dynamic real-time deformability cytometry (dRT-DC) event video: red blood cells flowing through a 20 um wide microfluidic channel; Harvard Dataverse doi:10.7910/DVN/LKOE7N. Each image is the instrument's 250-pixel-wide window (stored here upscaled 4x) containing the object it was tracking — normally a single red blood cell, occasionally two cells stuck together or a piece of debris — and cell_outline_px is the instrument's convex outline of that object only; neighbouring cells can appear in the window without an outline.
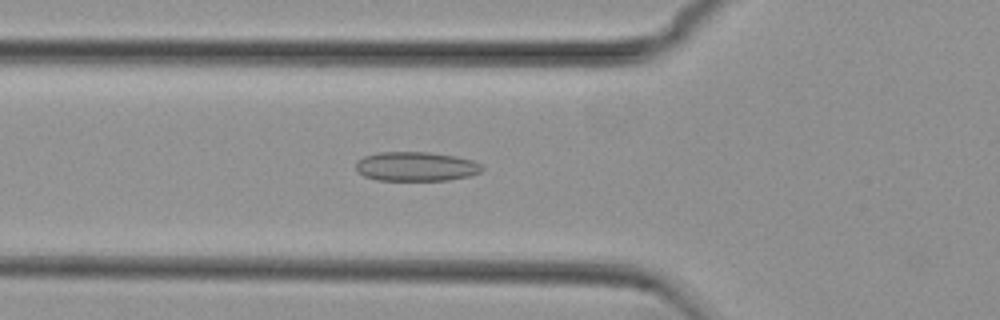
{"species": "common noctule bat (a hibernating species)", "species_latin": "Nyctalus noctula", "temperature_condition": "cold", "stored_images_in_passage": 41, "camera_frame_rate_fps": 3000, "um_per_image_px": 0.085, "animal": {"sex": "female", "body_mass_g": 29.2, "forearm_length_mm": 56.3}, "frame": {"image": 1, "passage_image": 6, "time_ms": 1.667, "image_size_px": [1000, 320], "cell_outline_px": [[484, 168], [480, 172], [468, 176], [448, 180], [376, 180], [364, 176], [356, 172], [356, 164], [364, 156], [380, 152], [428, 152], [456, 156], [472, 160], [480, 164]], "centroid_in_image_um": [35.35, 14.15], "position_along_channel_um": 90.4, "area_um2": 21.5}}
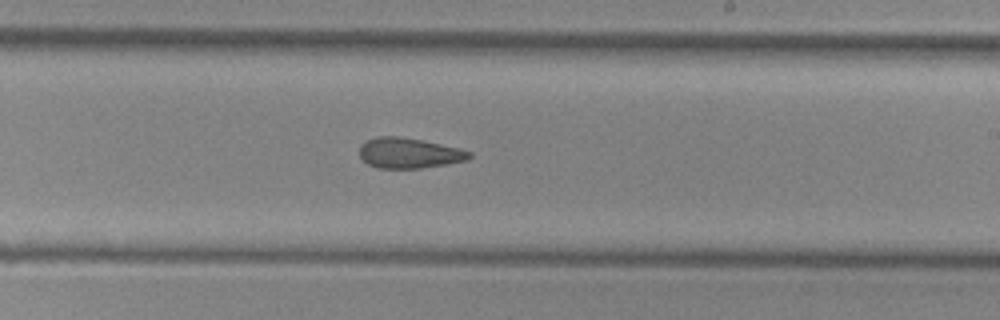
{"frame": {"image": 2, "passage_image": 19, "time_ms": 6.0, "image_size_px": [1000, 320], "cell_outline_px": [[472, 156], [468, 160], [448, 164], [420, 168], [376, 168], [368, 164], [360, 156], [360, 144], [376, 136], [400, 136], [460, 148], [472, 152]], "centroid_in_image_um": [34.78, 13.01], "position_along_channel_um": 254.2, "area_um2": 19.48}}
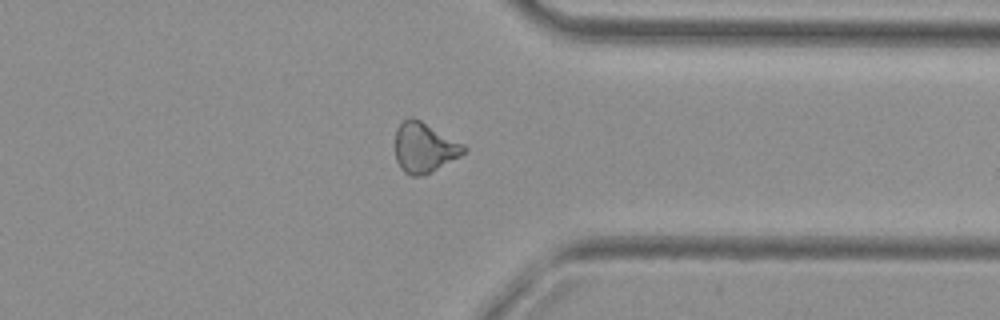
{"frame": {"image": 3, "passage_image": 29, "time_ms": 9.333, "image_size_px": [1000, 320], "cell_outline_px": [[468, 148], [460, 156], [424, 176], [412, 176], [404, 172], [400, 168], [396, 160], [396, 128], [408, 116], [412, 116], [420, 120], [464, 144]], "centroid_in_image_um": [36.06, 12.55], "position_along_channel_um": 375.3, "area_um2": 20.0}, "authors_computed_cell_mechanics": {"area_um2": 19.8832, "velocity_mm_per_s": 3.7682, "shape_relaxation_time_tau1_ms": null, "shape_relaxation_time_tau2_ms": 6.6637, "deformation_change_tau1": null, "deformation_change_tau2": 0.1639}}